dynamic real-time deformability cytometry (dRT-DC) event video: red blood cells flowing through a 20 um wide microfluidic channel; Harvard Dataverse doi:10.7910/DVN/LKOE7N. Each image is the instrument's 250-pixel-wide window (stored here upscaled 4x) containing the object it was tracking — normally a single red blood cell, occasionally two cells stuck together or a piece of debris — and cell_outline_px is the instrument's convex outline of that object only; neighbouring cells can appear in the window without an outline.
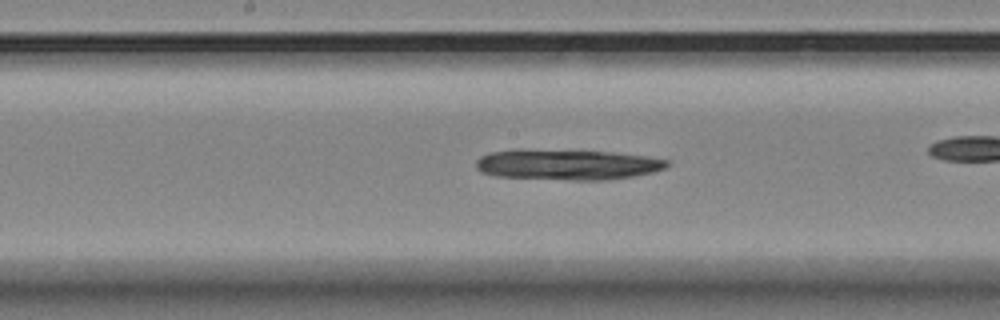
{"species": "Egyptian fruit bat (a non-hibernating species)", "species_latin": "Rousettus aegyptiacus", "temperature_condition": "room temperature", "stored_images_in_passage": 42, "camera_frame_rate_fps": 3000, "um_per_image_px": 0.085, "animal": {"sex": "female"}, "frame": {"image": 1, "passage_image": 19, "time_ms": 6.0, "image_size_px": [1000, 320], "cell_outline_px": [[668, 164], [664, 168], [652, 172], [632, 176], [608, 180], [568, 180], [496, 176], [480, 172], [476, 168], [476, 160], [480, 156], [488, 152], [520, 148], [612, 152], [644, 156], [668, 160]], "centroid_in_image_um": [48.12, 13.97], "position_along_channel_um": 200.1, "area_um2": 34.33}}
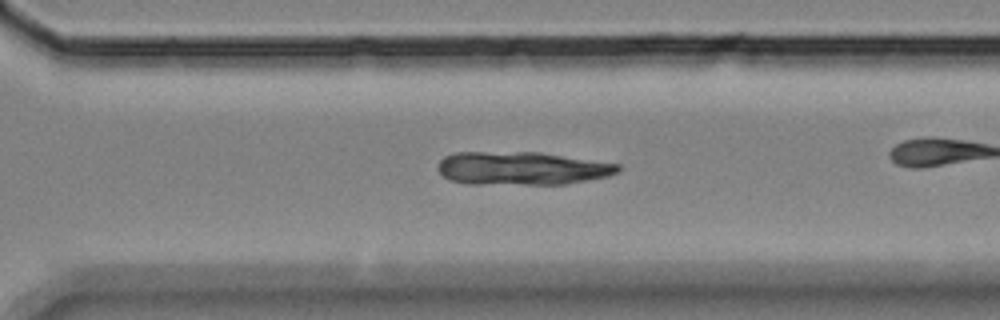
{"frame": {"image": 2, "passage_image": 30, "time_ms": 9.667, "image_size_px": [1000, 320], "cell_outline_px": [[620, 172], [608, 176], [588, 180], [564, 184], [468, 184], [448, 180], [436, 168], [440, 160], [444, 156], [456, 152], [540, 152], [620, 164]], "centroid_in_image_um": [44.34, 14.31], "position_along_channel_um": 326.3, "area_um2": 35.14}}